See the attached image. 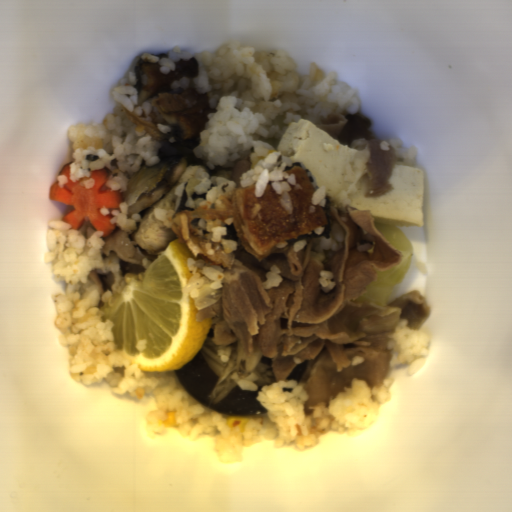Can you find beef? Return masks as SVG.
<instances>
[{
  "mask_svg": "<svg viewBox=\"0 0 512 512\" xmlns=\"http://www.w3.org/2000/svg\"><path fill=\"white\" fill-rule=\"evenodd\" d=\"M319 130L356 150L345 169L346 187L336 200L319 190L300 161L314 189L311 205H320L327 225L277 242L269 256L258 261L246 252L232 225L225 224V240L237 242L232 253L212 242L213 255L204 253L189 222L196 218H234L233 193L218 198L225 208H190L179 211L153 207V214L170 227L190 258L224 269L222 289L212 279L198 289L195 315L212 323V342L237 350L234 373L248 378L259 363L270 365L276 381L294 379L309 394L305 417L316 406L354 378L372 389L389 378L392 361L400 351L388 349L386 332H394L401 318L408 328L420 329L431 309L423 293L410 291L387 306L361 302V296L382 271L396 266L403 254L374 224L370 211L350 207L358 196L381 197L393 190L390 182L399 165L390 142L373 131L364 114L331 113L320 116ZM347 393V392H346Z\"/></svg>",
  "mask_w": 512,
  "mask_h": 512,
  "instance_id": "obj_1",
  "label": "beef"
},
{
  "mask_svg": "<svg viewBox=\"0 0 512 512\" xmlns=\"http://www.w3.org/2000/svg\"><path fill=\"white\" fill-rule=\"evenodd\" d=\"M259 140H262V141L270 144L277 151L278 139H276L275 137H267V138L260 137Z\"/></svg>",
  "mask_w": 512,
  "mask_h": 512,
  "instance_id": "obj_3",
  "label": "beef"
},
{
  "mask_svg": "<svg viewBox=\"0 0 512 512\" xmlns=\"http://www.w3.org/2000/svg\"><path fill=\"white\" fill-rule=\"evenodd\" d=\"M251 168V159L249 156V153L245 155L243 158L238 160L231 171L230 181H235L236 184V190L240 188H244L241 183V175L246 172L247 170H250ZM235 190V191H236Z\"/></svg>",
  "mask_w": 512,
  "mask_h": 512,
  "instance_id": "obj_2",
  "label": "beef"
}]
</instances>
